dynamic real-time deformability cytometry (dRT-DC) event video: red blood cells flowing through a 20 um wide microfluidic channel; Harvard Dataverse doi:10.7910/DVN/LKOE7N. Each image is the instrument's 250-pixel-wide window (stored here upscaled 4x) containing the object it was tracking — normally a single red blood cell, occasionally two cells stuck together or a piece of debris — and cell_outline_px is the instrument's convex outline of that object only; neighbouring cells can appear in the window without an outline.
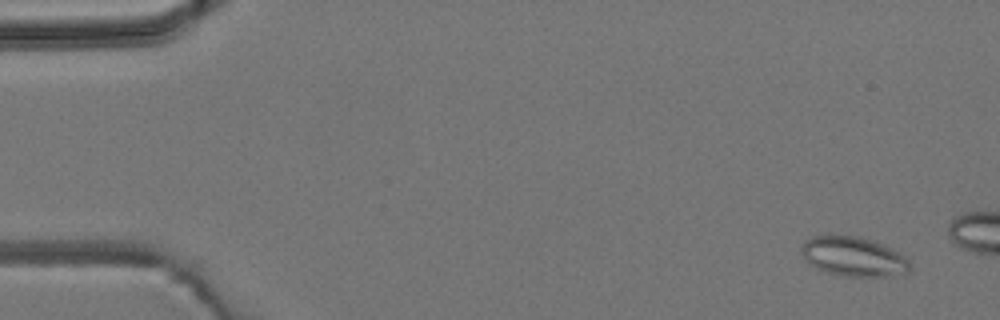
{"species": "common noctule bat (a hibernating species)", "species_latin": "Nyctalus noctula", "temperature_condition": "room temperature", "stored_images_in_passage": 4, "camera_frame_rate_fps": 3000, "um_per_image_px": 0.085, "animal": {"sex": "male", "body_mass_g": 19.2, "forearm_length_mm": 51.8}, "frame": {"image": 1, "passage_image": 1, "time_ms": 0.0, "image_size_px": [1000, 320], "cell_outline_px": [[908, 272], [884, 276], [844, 276], [828, 272], [816, 268], [808, 264], [800, 252], [800, 248], [804, 240], [812, 236], [860, 236], [872, 240], [892, 248], [900, 252], [908, 260]], "centroid_in_image_um": [72.49, 21.79], "position_along_channel_um": 12.5, "area_um2": 24.85}}